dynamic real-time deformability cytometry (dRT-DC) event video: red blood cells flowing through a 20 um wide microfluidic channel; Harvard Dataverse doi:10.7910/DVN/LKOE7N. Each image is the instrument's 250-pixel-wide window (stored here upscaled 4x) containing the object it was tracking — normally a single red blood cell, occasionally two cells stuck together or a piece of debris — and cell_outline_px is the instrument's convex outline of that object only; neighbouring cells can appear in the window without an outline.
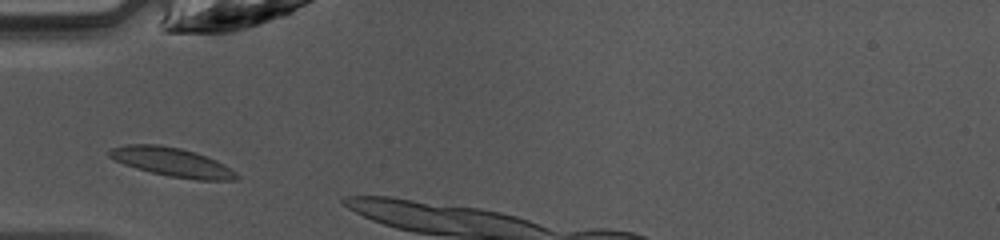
{"species": "common noctule bat (a hibernating species)", "species_latin": "Nyctalus noctula", "temperature_condition": "warm", "stored_images_in_passage": 3, "camera_frame_rate_fps": 3000, "um_per_image_px": 0.085, "animal": {"sex": "female", "body_mass_g": 10.0, "forearm_length_mm": 53.1}, "frame": {"image": 1, "passage_image": 1, "time_ms": 0.0, "image_size_px": [1000, 240], "cell_outline_px": [[240, 176], [236, 180], [196, 180], [168, 176], [136, 168], [124, 164], [108, 156], [108, 152], [112, 148], [128, 144], [160, 144], [180, 148], [196, 152], [216, 160], [232, 168]], "centroid_in_image_um": [14.67, 13.78], "position_along_channel_um": 70.3, "area_um2": 21.44}}